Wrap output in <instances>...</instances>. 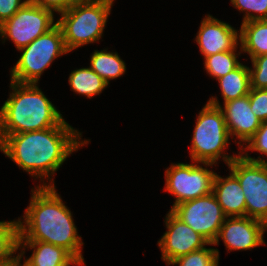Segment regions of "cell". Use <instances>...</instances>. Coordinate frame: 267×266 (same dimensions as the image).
I'll list each match as a JSON object with an SVG mask.
<instances>
[{"label":"cell","instance_id":"6da1fadb","mask_svg":"<svg viewBox=\"0 0 267 266\" xmlns=\"http://www.w3.org/2000/svg\"><path fill=\"white\" fill-rule=\"evenodd\" d=\"M80 137L81 132L64 121L49 129L8 135L0 151L30 175L49 179L72 152L89 142Z\"/></svg>","mask_w":267,"mask_h":266},{"label":"cell","instance_id":"7a4b0ae2","mask_svg":"<svg viewBox=\"0 0 267 266\" xmlns=\"http://www.w3.org/2000/svg\"><path fill=\"white\" fill-rule=\"evenodd\" d=\"M48 181L49 185L44 183L31 190L33 194L24 221L17 220V241H42L63 247L83 266L81 246L84 243L77 234L71 211L55 190L54 180L50 178Z\"/></svg>","mask_w":267,"mask_h":266},{"label":"cell","instance_id":"3957f363","mask_svg":"<svg viewBox=\"0 0 267 266\" xmlns=\"http://www.w3.org/2000/svg\"><path fill=\"white\" fill-rule=\"evenodd\" d=\"M9 98L0 109V142L8 135L39 131L65 120L37 84L11 81Z\"/></svg>","mask_w":267,"mask_h":266},{"label":"cell","instance_id":"277c9868","mask_svg":"<svg viewBox=\"0 0 267 266\" xmlns=\"http://www.w3.org/2000/svg\"><path fill=\"white\" fill-rule=\"evenodd\" d=\"M112 0H80L60 13L56 22L69 52L99 41L113 5Z\"/></svg>","mask_w":267,"mask_h":266},{"label":"cell","instance_id":"5b68a950","mask_svg":"<svg viewBox=\"0 0 267 266\" xmlns=\"http://www.w3.org/2000/svg\"><path fill=\"white\" fill-rule=\"evenodd\" d=\"M229 137L221 107L207 102L197 116L190 146L191 160L207 167L216 164L219 157H222V160L229 165L239 156L224 154V149L229 144Z\"/></svg>","mask_w":267,"mask_h":266},{"label":"cell","instance_id":"8992f818","mask_svg":"<svg viewBox=\"0 0 267 266\" xmlns=\"http://www.w3.org/2000/svg\"><path fill=\"white\" fill-rule=\"evenodd\" d=\"M19 51L22 54L11 70V81L23 84H37L55 58L69 53L57 24Z\"/></svg>","mask_w":267,"mask_h":266},{"label":"cell","instance_id":"52a82bcc","mask_svg":"<svg viewBox=\"0 0 267 266\" xmlns=\"http://www.w3.org/2000/svg\"><path fill=\"white\" fill-rule=\"evenodd\" d=\"M239 152L228 166L240 182L245 196L246 216L267 225V161Z\"/></svg>","mask_w":267,"mask_h":266},{"label":"cell","instance_id":"ba28073f","mask_svg":"<svg viewBox=\"0 0 267 266\" xmlns=\"http://www.w3.org/2000/svg\"><path fill=\"white\" fill-rule=\"evenodd\" d=\"M57 23L54 14L27 1L10 19L0 25V36L11 39L19 50L47 33Z\"/></svg>","mask_w":267,"mask_h":266},{"label":"cell","instance_id":"9c48e42d","mask_svg":"<svg viewBox=\"0 0 267 266\" xmlns=\"http://www.w3.org/2000/svg\"><path fill=\"white\" fill-rule=\"evenodd\" d=\"M216 173L197 164L177 163L170 165L165 171V191L173 194L176 205L196 199L213 192Z\"/></svg>","mask_w":267,"mask_h":266},{"label":"cell","instance_id":"30bf717a","mask_svg":"<svg viewBox=\"0 0 267 266\" xmlns=\"http://www.w3.org/2000/svg\"><path fill=\"white\" fill-rule=\"evenodd\" d=\"M171 211L212 244L227 217L213 192L182 202Z\"/></svg>","mask_w":267,"mask_h":266},{"label":"cell","instance_id":"8fae6325","mask_svg":"<svg viewBox=\"0 0 267 266\" xmlns=\"http://www.w3.org/2000/svg\"><path fill=\"white\" fill-rule=\"evenodd\" d=\"M167 232L158 241L162 260L170 265L177 258L204 248L209 243L202 235L178 218L171 210L165 218Z\"/></svg>","mask_w":267,"mask_h":266},{"label":"cell","instance_id":"7c38bea8","mask_svg":"<svg viewBox=\"0 0 267 266\" xmlns=\"http://www.w3.org/2000/svg\"><path fill=\"white\" fill-rule=\"evenodd\" d=\"M265 231L267 225L262 221L248 216L226 217L213 245H218L221 237L230 251L249 250L266 244L263 238Z\"/></svg>","mask_w":267,"mask_h":266},{"label":"cell","instance_id":"4fadbf2b","mask_svg":"<svg viewBox=\"0 0 267 266\" xmlns=\"http://www.w3.org/2000/svg\"><path fill=\"white\" fill-rule=\"evenodd\" d=\"M217 100V97H211L208 103L221 107L230 137L236 136L237 144L247 143L262 123L251 110L249 95L225 102L224 109Z\"/></svg>","mask_w":267,"mask_h":266},{"label":"cell","instance_id":"5bb4252c","mask_svg":"<svg viewBox=\"0 0 267 266\" xmlns=\"http://www.w3.org/2000/svg\"><path fill=\"white\" fill-rule=\"evenodd\" d=\"M239 33L228 23L211 15L205 16L196 36V42L204 58L219 52L233 50L238 46Z\"/></svg>","mask_w":267,"mask_h":266},{"label":"cell","instance_id":"9a60e30c","mask_svg":"<svg viewBox=\"0 0 267 266\" xmlns=\"http://www.w3.org/2000/svg\"><path fill=\"white\" fill-rule=\"evenodd\" d=\"M20 247L21 253L17 254L20 258L25 254V247L34 249L32 250V255L24 261L26 266H71V264L81 266L67 250L51 243L42 241H17V249H20Z\"/></svg>","mask_w":267,"mask_h":266},{"label":"cell","instance_id":"2e32d148","mask_svg":"<svg viewBox=\"0 0 267 266\" xmlns=\"http://www.w3.org/2000/svg\"><path fill=\"white\" fill-rule=\"evenodd\" d=\"M213 193L227 217L246 216L245 196L239 180L231 171L226 178L216 173Z\"/></svg>","mask_w":267,"mask_h":266},{"label":"cell","instance_id":"e0dca14e","mask_svg":"<svg viewBox=\"0 0 267 266\" xmlns=\"http://www.w3.org/2000/svg\"><path fill=\"white\" fill-rule=\"evenodd\" d=\"M240 51L250 58L267 54V20L242 23L239 31Z\"/></svg>","mask_w":267,"mask_h":266},{"label":"cell","instance_id":"ac0fdd59","mask_svg":"<svg viewBox=\"0 0 267 266\" xmlns=\"http://www.w3.org/2000/svg\"><path fill=\"white\" fill-rule=\"evenodd\" d=\"M217 80L221 87L224 103L248 95L251 89L249 67L242 63L232 72Z\"/></svg>","mask_w":267,"mask_h":266},{"label":"cell","instance_id":"d6986e66","mask_svg":"<svg viewBox=\"0 0 267 266\" xmlns=\"http://www.w3.org/2000/svg\"><path fill=\"white\" fill-rule=\"evenodd\" d=\"M90 68L96 72L105 82L122 76L126 71L125 62L117 53L105 50H95L91 55Z\"/></svg>","mask_w":267,"mask_h":266},{"label":"cell","instance_id":"ffe728a7","mask_svg":"<svg viewBox=\"0 0 267 266\" xmlns=\"http://www.w3.org/2000/svg\"><path fill=\"white\" fill-rule=\"evenodd\" d=\"M68 81L75 93L87 96V98L99 95L108 86V83L90 67L73 70Z\"/></svg>","mask_w":267,"mask_h":266},{"label":"cell","instance_id":"44dd1931","mask_svg":"<svg viewBox=\"0 0 267 266\" xmlns=\"http://www.w3.org/2000/svg\"><path fill=\"white\" fill-rule=\"evenodd\" d=\"M236 48L237 46L231 51L205 57L204 66L207 73L213 78L219 79L237 68L241 63L237 60Z\"/></svg>","mask_w":267,"mask_h":266},{"label":"cell","instance_id":"7402d4cb","mask_svg":"<svg viewBox=\"0 0 267 266\" xmlns=\"http://www.w3.org/2000/svg\"><path fill=\"white\" fill-rule=\"evenodd\" d=\"M17 239L18 221H0V266L14 258L13 255L18 250Z\"/></svg>","mask_w":267,"mask_h":266},{"label":"cell","instance_id":"603a6c76","mask_svg":"<svg viewBox=\"0 0 267 266\" xmlns=\"http://www.w3.org/2000/svg\"><path fill=\"white\" fill-rule=\"evenodd\" d=\"M219 250L202 248L174 260L171 264L179 266H218Z\"/></svg>","mask_w":267,"mask_h":266},{"label":"cell","instance_id":"cb8c5ba5","mask_svg":"<svg viewBox=\"0 0 267 266\" xmlns=\"http://www.w3.org/2000/svg\"><path fill=\"white\" fill-rule=\"evenodd\" d=\"M236 9L244 11L242 23L254 20H267V0H230ZM256 13L257 15L253 14Z\"/></svg>","mask_w":267,"mask_h":266},{"label":"cell","instance_id":"d4e9b609","mask_svg":"<svg viewBox=\"0 0 267 266\" xmlns=\"http://www.w3.org/2000/svg\"><path fill=\"white\" fill-rule=\"evenodd\" d=\"M253 68L250 70L251 88L267 89V54L251 59Z\"/></svg>","mask_w":267,"mask_h":266},{"label":"cell","instance_id":"484cf974","mask_svg":"<svg viewBox=\"0 0 267 266\" xmlns=\"http://www.w3.org/2000/svg\"><path fill=\"white\" fill-rule=\"evenodd\" d=\"M249 102L252 112L263 122L267 120V89L251 88Z\"/></svg>","mask_w":267,"mask_h":266},{"label":"cell","instance_id":"4316f807","mask_svg":"<svg viewBox=\"0 0 267 266\" xmlns=\"http://www.w3.org/2000/svg\"><path fill=\"white\" fill-rule=\"evenodd\" d=\"M245 148L239 145L241 151L252 150L267 155V120L261 123V126L254 136L247 142Z\"/></svg>","mask_w":267,"mask_h":266},{"label":"cell","instance_id":"83f0119b","mask_svg":"<svg viewBox=\"0 0 267 266\" xmlns=\"http://www.w3.org/2000/svg\"><path fill=\"white\" fill-rule=\"evenodd\" d=\"M31 4L37 5L44 9L58 12L59 14L71 8L80 0H28Z\"/></svg>","mask_w":267,"mask_h":266},{"label":"cell","instance_id":"f1b7e54d","mask_svg":"<svg viewBox=\"0 0 267 266\" xmlns=\"http://www.w3.org/2000/svg\"><path fill=\"white\" fill-rule=\"evenodd\" d=\"M28 0H0V25L10 19Z\"/></svg>","mask_w":267,"mask_h":266},{"label":"cell","instance_id":"f546056e","mask_svg":"<svg viewBox=\"0 0 267 266\" xmlns=\"http://www.w3.org/2000/svg\"><path fill=\"white\" fill-rule=\"evenodd\" d=\"M2 266H19V256L18 255L16 257L14 256V258L10 262Z\"/></svg>","mask_w":267,"mask_h":266},{"label":"cell","instance_id":"4dcf8cb0","mask_svg":"<svg viewBox=\"0 0 267 266\" xmlns=\"http://www.w3.org/2000/svg\"><path fill=\"white\" fill-rule=\"evenodd\" d=\"M21 260H22V258L19 257V266H26L24 263H23V265L20 263Z\"/></svg>","mask_w":267,"mask_h":266}]
</instances>
